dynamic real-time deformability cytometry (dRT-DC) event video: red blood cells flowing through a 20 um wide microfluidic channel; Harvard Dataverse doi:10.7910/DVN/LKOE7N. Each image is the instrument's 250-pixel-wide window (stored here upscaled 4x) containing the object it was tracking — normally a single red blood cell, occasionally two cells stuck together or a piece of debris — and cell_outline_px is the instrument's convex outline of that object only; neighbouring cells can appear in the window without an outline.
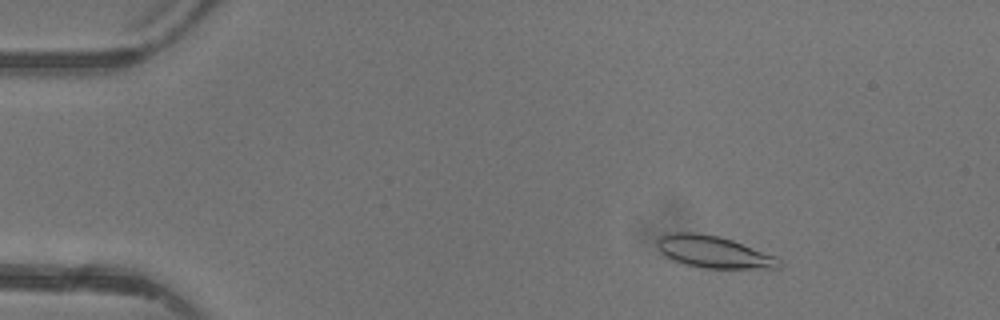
{"species": "common noctule bat (a hibernating species)", "species_latin": "Nyctalus noctula", "temperature_condition": "warm", "stored_images_in_passage": 5, "camera_frame_rate_fps": 3000, "um_per_image_px": 0.085, "animal": {"sex": "female"}, "frame": {"image": 1, "passage_image": 3, "time_ms": 2.333, "image_size_px": [1000, 320], "cell_outline_px": [[784, 264], [780, 268], [700, 268], [684, 264], [660, 252], [656, 244], [656, 240], [660, 236], [676, 232], [696, 232], [720, 236], [732, 240], [776, 256]], "centroid_in_image_um": [60.68, 21.41], "position_along_channel_um": 24.3, "area_um2": 22.72}}